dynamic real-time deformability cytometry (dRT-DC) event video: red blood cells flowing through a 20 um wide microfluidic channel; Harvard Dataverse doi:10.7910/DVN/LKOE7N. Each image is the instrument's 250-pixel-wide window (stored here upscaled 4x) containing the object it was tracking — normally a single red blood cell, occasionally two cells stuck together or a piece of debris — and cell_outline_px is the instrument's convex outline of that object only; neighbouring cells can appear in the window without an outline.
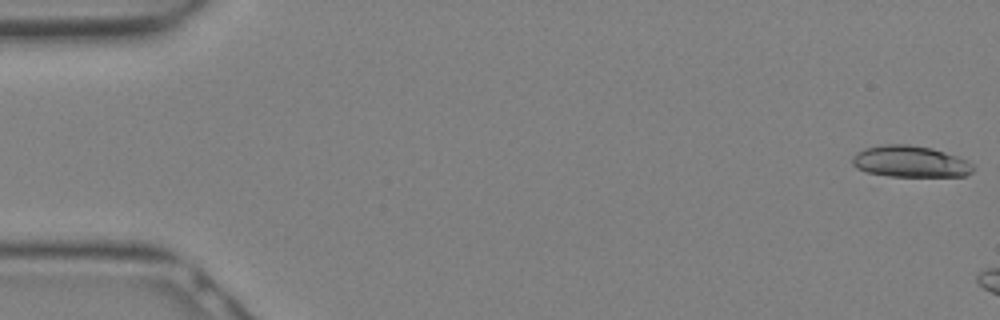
{"species": "Egyptian fruit bat (a non-hibernating species)", "species_latin": "Rousettus aegyptiacus", "temperature_condition": "warm", "stored_images_in_passage": 11, "camera_frame_rate_fps": 3000, "um_per_image_px": 0.085, "animal": {"sex": "female"}, "frame": {"image": 1, "passage_image": 1, "time_ms": 0.0, "image_size_px": [1000, 320], "cell_outline_px": [[976, 168], [972, 172], [964, 176], [888, 176], [868, 172], [856, 168], [852, 164], [852, 156], [856, 152], [864, 148], [880, 144], [908, 144], [932, 148], [956, 156], [972, 164]], "centroid_in_image_um": [77.33, 13.72], "position_along_channel_um": 7.7, "area_um2": 22.2}}
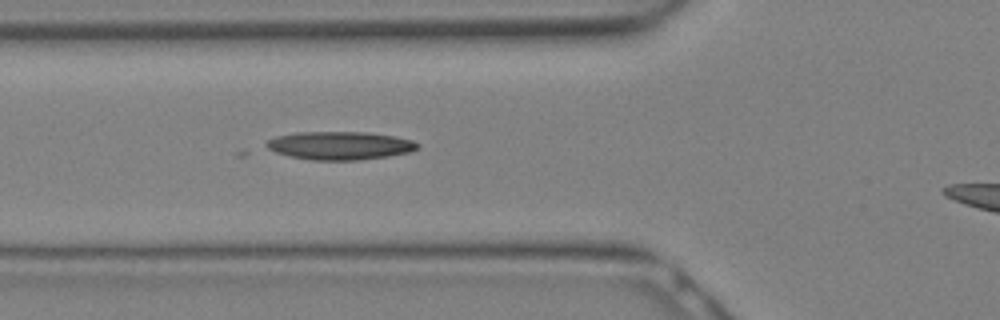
{"frame": {"image": 2, "passage_image": 11, "time_ms": 3.333, "image_size_px": [1000, 320], "cell_outline_px": [[420, 148], [408, 152], [388, 156], [360, 160], [312, 160], [288, 156], [276, 152], [268, 148], [264, 144], [268, 140], [276, 136], [296, 132], [368, 132], [392, 136], [412, 140], [420, 144]], "centroid_in_image_um": [28.88, 12.37], "position_along_channel_um": 96.9, "area_um2": 24.85}}